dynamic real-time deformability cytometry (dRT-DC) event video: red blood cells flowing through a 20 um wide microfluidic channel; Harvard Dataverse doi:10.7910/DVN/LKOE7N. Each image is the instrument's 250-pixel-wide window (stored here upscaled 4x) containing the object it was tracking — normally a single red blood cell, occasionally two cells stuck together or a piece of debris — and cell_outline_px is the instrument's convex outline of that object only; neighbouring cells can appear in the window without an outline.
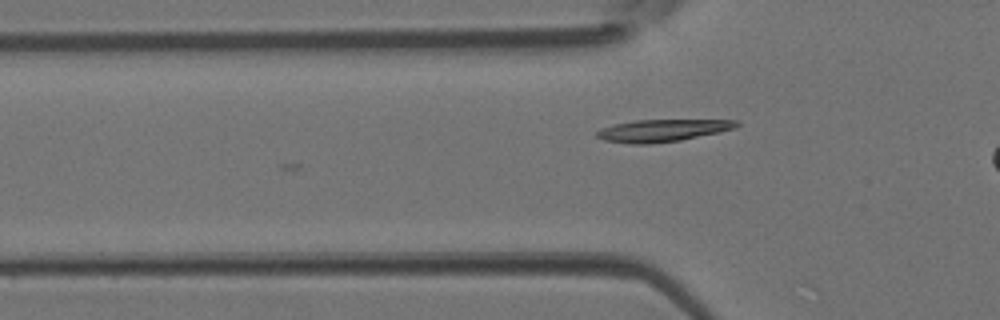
{"species": "Egyptian fruit bat (a non-hibernating species)", "species_latin": "Rousettus aegyptiacus", "temperature_condition": "room temperature", "stored_images_in_passage": 4, "camera_frame_rate_fps": 3000, "um_per_image_px": 0.085, "animal": {"sex": "female"}, "frame": {"image": 1, "passage_image": 4, "time_ms": 1.0, "image_size_px": [1000, 320], "cell_outline_px": [[740, 124], [736, 128], [720, 132], [680, 140], [648, 144], [632, 144], [604, 140], [596, 136], [596, 132], [600, 128], [616, 124], [636, 120], [740, 120]], "centroid_in_image_um": [56.33, 11.09], "position_along_channel_um": 69.5, "area_um2": 18.03}}